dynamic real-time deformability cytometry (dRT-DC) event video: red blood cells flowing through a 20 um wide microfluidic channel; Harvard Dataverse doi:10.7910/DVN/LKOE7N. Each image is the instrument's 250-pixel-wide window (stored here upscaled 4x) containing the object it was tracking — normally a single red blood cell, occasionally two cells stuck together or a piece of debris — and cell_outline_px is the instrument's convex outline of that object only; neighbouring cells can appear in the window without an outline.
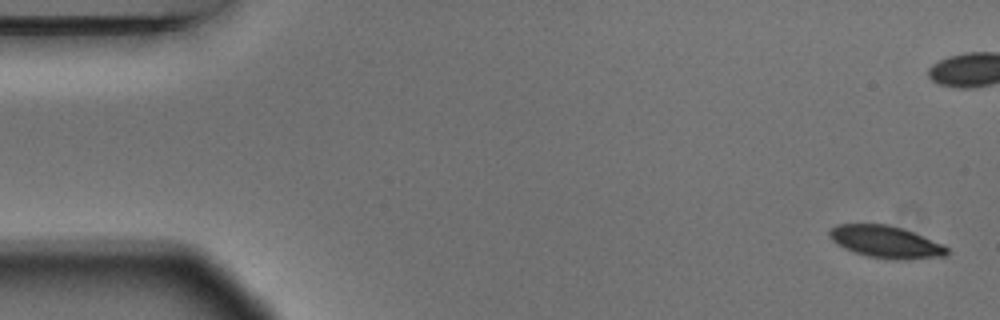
{"species": "Egyptian fruit bat (a non-hibernating species)", "species_latin": "Rousettus aegyptiacus", "temperature_condition": "warm", "stored_images_in_passage": 5, "camera_frame_rate_fps": 3000, "um_per_image_px": 0.085, "animal": {"sex": "male"}, "frame": {"image": 1, "passage_image": 1, "time_ms": 0.0, "image_size_px": [1000, 320], "cell_outline_px": [[948, 252], [944, 256], [896, 260], [868, 256], [844, 248], [836, 244], [828, 236], [828, 232], [836, 224], [888, 224], [912, 232], [940, 244], [948, 248]], "centroid_in_image_um": [75.22, 20.55], "position_along_channel_um": 9.8, "area_um2": 21.56}}
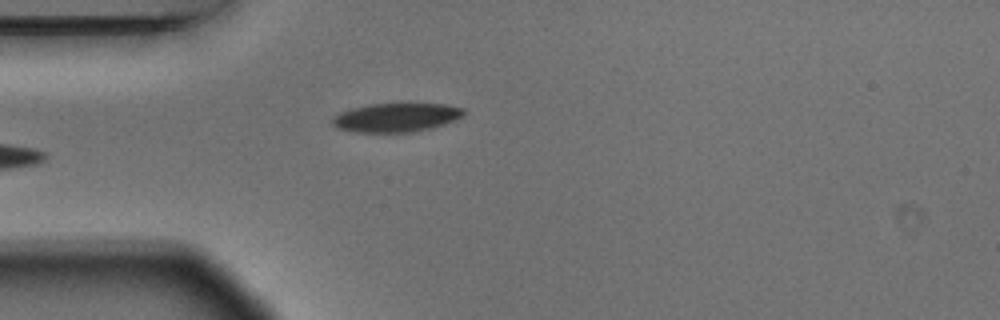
{"frame": {"image": 2, "passage_image": 5, "time_ms": 1.333, "image_size_px": [1000, 320], "cell_outline_px": [[464, 116], [456, 120], [444, 124], [412, 132], [352, 132], [336, 128], [332, 124], [332, 116], [340, 112], [352, 108], [372, 104], [444, 104], [464, 108]], "centroid_in_image_um": [33.65, 9.99], "position_along_channel_um": 51.3, "area_um2": 22.02}}